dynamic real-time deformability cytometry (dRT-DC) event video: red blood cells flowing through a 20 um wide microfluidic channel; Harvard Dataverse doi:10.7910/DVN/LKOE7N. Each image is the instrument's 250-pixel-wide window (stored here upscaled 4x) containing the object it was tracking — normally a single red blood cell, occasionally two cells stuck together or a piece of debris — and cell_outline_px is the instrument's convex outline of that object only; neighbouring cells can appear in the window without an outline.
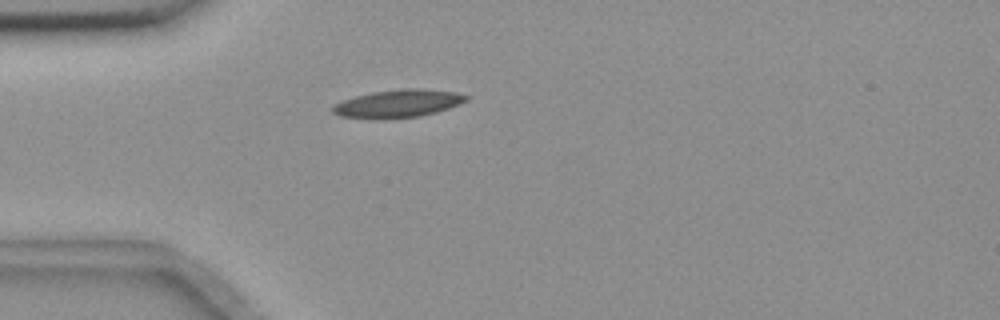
{"species": "common noctule bat (a hibernating species)", "species_latin": "Nyctalus noctula", "temperature_condition": "room temperature", "stored_images_in_passage": 41, "camera_frame_rate_fps": 3000, "um_per_image_px": 0.085, "animal": {"sex": "female", "body_mass_g": 18.4}, "frame": {"image": 1, "passage_image": 1, "time_ms": 0.0, "image_size_px": [1000, 320], "cell_outline_px": [[468, 100], [460, 104], [436, 112], [420, 116], [380, 120], [372, 120], [340, 116], [332, 112], [332, 104], [356, 96], [372, 92], [404, 88], [420, 88], [456, 92], [468, 96]], "centroid_in_image_um": [33.8, 8.82], "position_along_channel_um": 51.2, "area_um2": 21.96}}
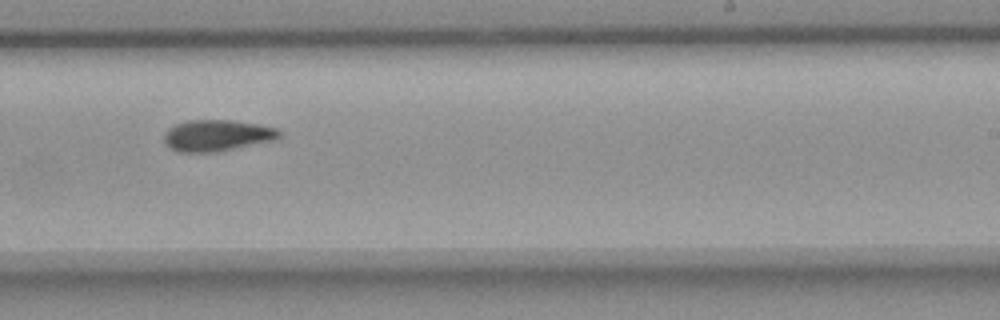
{"frame": {"image": 2, "passage_image": 20, "time_ms": 6.333, "image_size_px": [1000, 320], "cell_outline_px": [[280, 136], [276, 140], [216, 152], [180, 152], [172, 148], [164, 140], [164, 132], [168, 128], [176, 124], [188, 120], [232, 120], [260, 124], [276, 128], [280, 132]], "centroid_in_image_um": [18.47, 11.5], "position_along_channel_um": 270.5, "area_um2": 21.04}}
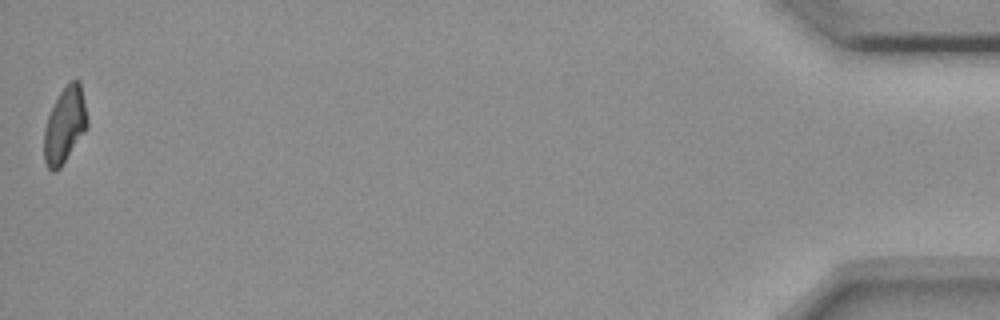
{"frame": {"image": 3, "passage_image": 41, "time_ms": 13.333, "image_size_px": [1000, 320], "cell_outline_px": [[88, 124], [84, 132], [60, 168], [56, 172], [52, 172], [48, 168], [44, 160], [44, 128], [48, 116], [60, 92], [68, 80], [80, 80], [88, 120]], "centroid_in_image_um": [5.5, 10.63], "position_along_channel_um": 429.7, "area_um2": 19.02}, "authors_computed_cell_mechanics": {"area_um2": 20.4034, "velocity_mm_per_s": 3.6383, "shape_relaxation_time_tau1_ms": 11.1619, "shape_relaxation_time_tau2_ms": null, "deformation_change_tau1": 0.2134, "deformation_change_tau2": null}}